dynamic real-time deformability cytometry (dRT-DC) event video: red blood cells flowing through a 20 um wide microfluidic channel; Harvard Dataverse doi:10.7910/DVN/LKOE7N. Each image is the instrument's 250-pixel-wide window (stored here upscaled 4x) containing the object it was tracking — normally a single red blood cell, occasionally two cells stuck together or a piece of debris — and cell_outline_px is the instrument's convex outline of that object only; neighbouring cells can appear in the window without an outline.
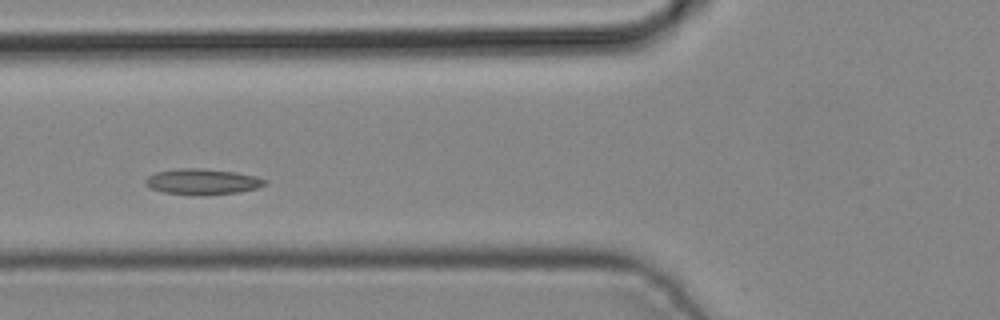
{"species": "common noctule bat (a hibernating species)", "species_latin": "Nyctalus noctula", "temperature_condition": "cold", "stored_images_in_passage": 3, "camera_frame_rate_fps": 3000, "um_per_image_px": 0.085, "animal": {"sex": "male", "body_mass_g": 19.2, "forearm_length_mm": 51.8}, "frame": {"image": 1, "passage_image": 3, "time_ms": 0.667, "image_size_px": [1000, 320], "cell_outline_px": [[268, 180], [264, 184], [256, 188], [240, 192], [192, 196], [164, 192], [152, 188], [144, 180], [148, 176], [156, 172], [180, 168], [204, 168], [236, 172], [256, 176]], "centroid_in_image_um": [17.22, 15.44], "position_along_channel_um": 108.6, "area_um2": 17.92}}